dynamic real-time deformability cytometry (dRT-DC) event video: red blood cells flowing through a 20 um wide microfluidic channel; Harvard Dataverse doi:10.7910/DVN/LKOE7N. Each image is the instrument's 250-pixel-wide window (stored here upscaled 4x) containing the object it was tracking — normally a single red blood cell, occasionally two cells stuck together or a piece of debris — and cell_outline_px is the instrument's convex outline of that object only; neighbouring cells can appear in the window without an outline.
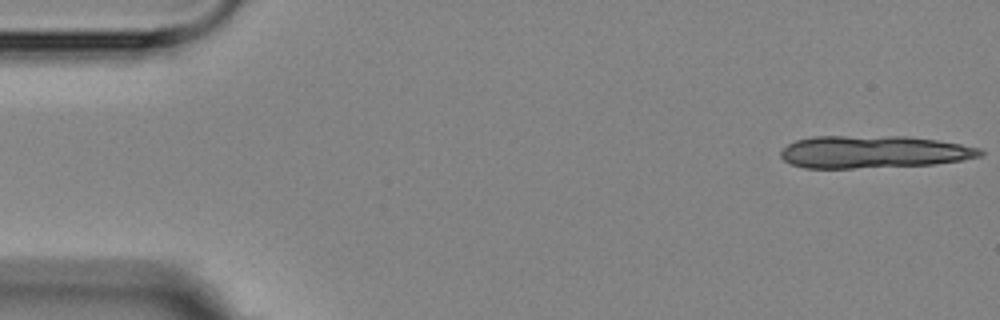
{"species": "Egyptian fruit bat (a non-hibernating species)", "species_latin": "Rousettus aegyptiacus", "temperature_condition": "room temperature", "stored_images_in_passage": 6, "segment_of_instrument_passage": [2, 2], "camera_frame_rate_fps": 3000, "um_per_image_px": 0.085, "animal": {"sex": "female"}, "frame": {"image": 1, "passage_image": 6, "time_ms": 6.0, "image_size_px": [1000, 320], "cell_outline_px": [[984, 152], [980, 156], [960, 160], [932, 164], [852, 168], [804, 168], [792, 164], [784, 160], [780, 156], [780, 152], [788, 144], [796, 140], [812, 136], [908, 136], [936, 140], [960, 144], [980, 148]], "centroid_in_image_um": [74.21, 12.9], "position_along_channel_um": 10.8, "area_um2": 37.57}}